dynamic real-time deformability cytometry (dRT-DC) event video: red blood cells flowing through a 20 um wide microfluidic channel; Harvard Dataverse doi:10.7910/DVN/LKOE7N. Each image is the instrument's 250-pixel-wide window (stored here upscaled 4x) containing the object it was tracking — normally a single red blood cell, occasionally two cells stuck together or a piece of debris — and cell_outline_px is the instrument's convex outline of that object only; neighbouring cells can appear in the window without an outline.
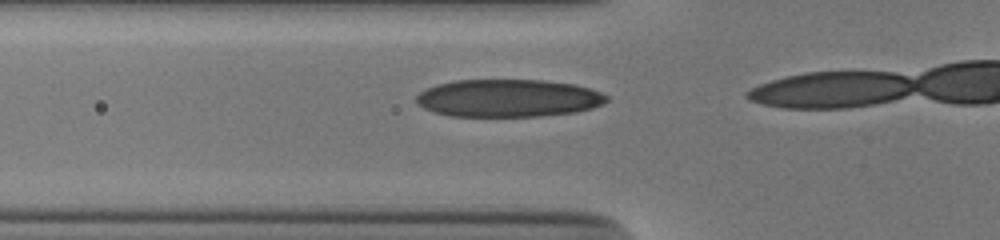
{"species": "human", "species_latin": "Homo sapiens", "temperature_condition": "cold", "stored_images_in_passage": 17, "camera_frame_rate_fps": 3000, "um_per_image_px": 0.085, "donor": {"sex": "male"}, "frame": {"image": 1, "passage_image": 15, "time_ms": 4.667, "image_size_px": [1000, 240], "cell_outline_px": [[608, 100], [604, 104], [592, 108], [576, 112], [540, 116], [448, 116], [432, 112], [424, 108], [416, 100], [416, 96], [420, 92], [436, 84], [456, 80], [544, 80], [572, 84], [588, 88], [600, 92], [608, 96]], "centroid_in_image_um": [43.2, 8.34], "position_along_channel_um": 82.6, "area_um2": 41.79}}